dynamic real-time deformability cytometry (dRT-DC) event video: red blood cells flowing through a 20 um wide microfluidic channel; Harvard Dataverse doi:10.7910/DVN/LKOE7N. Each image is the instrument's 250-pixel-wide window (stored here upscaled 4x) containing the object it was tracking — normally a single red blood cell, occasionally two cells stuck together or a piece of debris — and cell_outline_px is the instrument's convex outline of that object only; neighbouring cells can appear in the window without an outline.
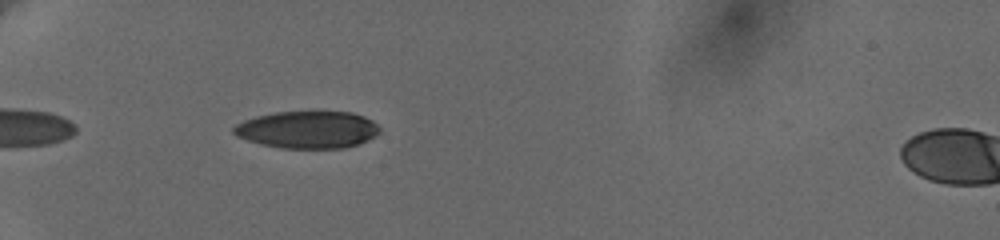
{"species": "human", "species_latin": "Homo sapiens", "temperature_condition": "cold", "stored_images_in_passage": 41, "camera_frame_rate_fps": 3000, "um_per_image_px": 0.085, "donor": {"sex": "female"}, "frame": {"image": 1, "passage_image": 3, "time_ms": 0.667, "image_size_px": [1000, 240], "cell_outline_px": [[380, 132], [376, 136], [360, 144], [344, 148], [280, 148], [260, 144], [236, 136], [232, 132], [232, 128], [236, 124], [244, 120], [256, 116], [276, 112], [312, 108], [352, 112], [364, 116], [372, 120], [380, 128]], "centroid_in_image_um": [26.17, 10.97], "position_along_channel_um": 58.8, "area_um2": 32.95}}
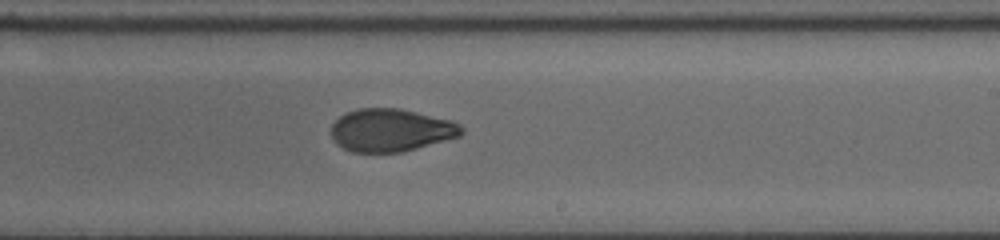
{"frame": {"image": 2, "passage_image": 21, "time_ms": 6.667, "image_size_px": [1000, 240], "cell_outline_px": [[464, 132], [460, 136], [404, 152], [352, 152], [344, 148], [332, 136], [332, 124], [340, 116], [348, 112], [360, 108], [400, 108], [452, 120], [460, 124], [464, 128]], "centroid_in_image_um": [33.29, 11.06], "position_along_channel_um": 255.7, "area_um2": 32.43}}
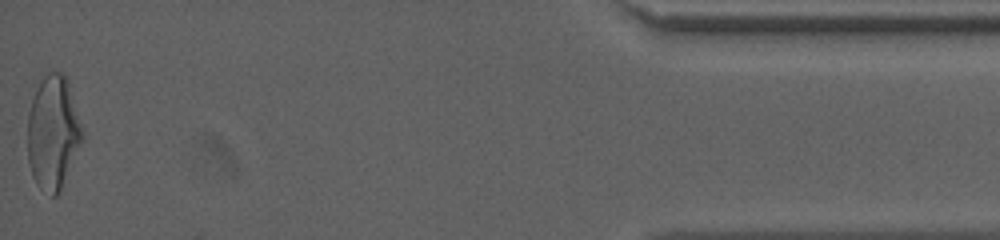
{"frame": {"image": 3, "passage_image": 41, "time_ms": 13.333, "image_size_px": [1000, 240], "cell_outline_px": [[84, 136], [60, 188], [56, 196], [52, 196], [40, 188], [36, 184], [32, 176], [28, 160], [28, 112], [36, 88], [40, 80], [48, 72], [60, 72], [68, 80], [84, 132]], "centroid_in_image_um": [4.5, 11.23], "position_along_channel_um": 430.7, "area_um2": 35.89}, "authors_computed_cell_mechanics": {"area_um2": 33.524, "velocity_mm_per_s": 3.6461, "shape_relaxation_time_tau1_ms": 5.6264, "shape_relaxation_time_tau2_ms": 1.7666, "deformation_change_tau1": 0.1847, "deformation_change_tau2": 0.0645}}